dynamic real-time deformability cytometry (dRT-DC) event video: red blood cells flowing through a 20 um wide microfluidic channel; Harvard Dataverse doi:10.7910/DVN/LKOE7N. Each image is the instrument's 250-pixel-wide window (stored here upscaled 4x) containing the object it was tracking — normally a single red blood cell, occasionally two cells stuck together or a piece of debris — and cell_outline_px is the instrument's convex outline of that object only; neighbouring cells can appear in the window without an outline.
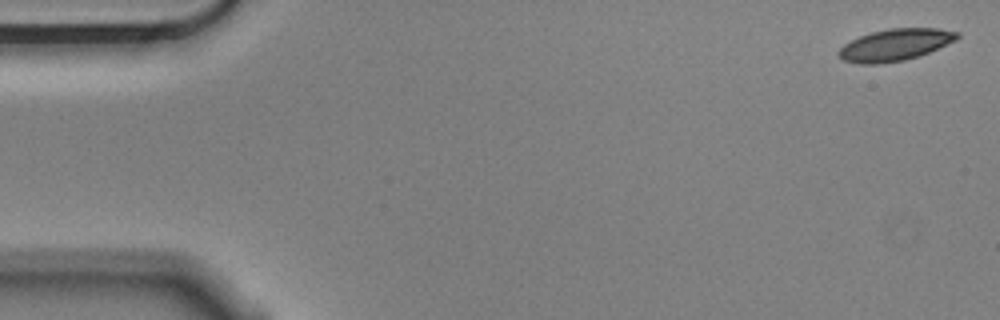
{"species": "Egyptian fruit bat (a non-hibernating species)", "species_latin": "Rousettus aegyptiacus", "temperature_condition": "cold", "stored_images_in_passage": 5, "camera_frame_rate_fps": 3000, "um_per_image_px": 0.085, "animal": {"sex": "male"}, "frame": {"image": 1, "passage_image": 1, "time_ms": 0.0, "image_size_px": [1000, 320], "cell_outline_px": [[960, 36], [956, 40], [928, 52], [904, 60], [880, 64], [860, 64], [844, 60], [840, 56], [840, 48], [844, 44], [860, 36], [872, 32], [888, 28], [940, 28], [960, 32]], "centroid_in_image_um": [76.12, 3.8], "position_along_channel_um": 8.9, "area_um2": 21.73}}
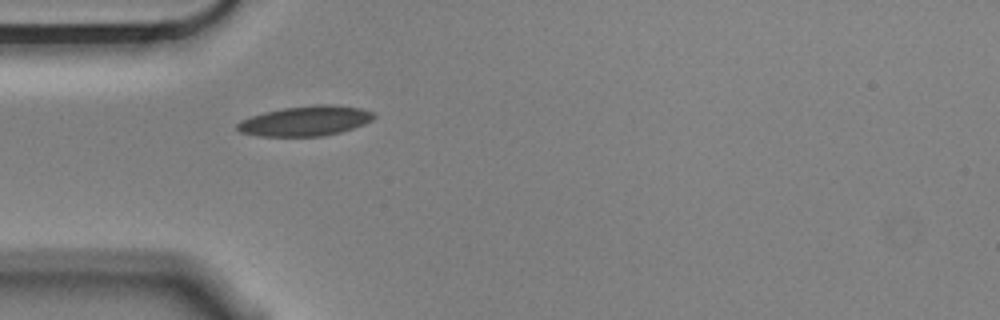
{"frame": {"image": 2, "passage_image": 5, "time_ms": 1.333, "image_size_px": [1000, 320], "cell_outline_px": [[376, 116], [372, 120], [364, 124], [340, 132], [320, 136], [256, 136], [240, 132], [236, 128], [236, 124], [240, 120], [264, 112], [284, 108], [316, 104], [332, 104], [360, 108], [376, 112]], "centroid_in_image_um": [25.97, 10.27], "position_along_channel_um": 59.0, "area_um2": 23.93}}